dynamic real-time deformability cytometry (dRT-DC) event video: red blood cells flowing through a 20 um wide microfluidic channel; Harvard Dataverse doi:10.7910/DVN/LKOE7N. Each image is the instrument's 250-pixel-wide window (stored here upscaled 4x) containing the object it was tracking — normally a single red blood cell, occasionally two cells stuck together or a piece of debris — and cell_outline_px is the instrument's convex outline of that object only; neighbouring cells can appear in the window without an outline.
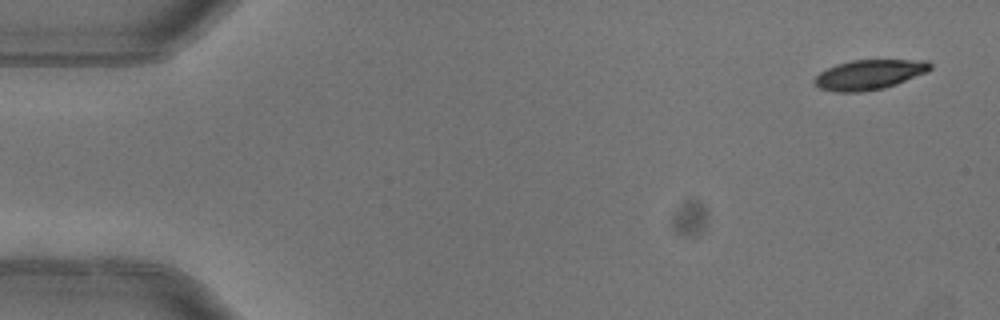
{"species": "common noctule bat (a hibernating species)", "species_latin": "Nyctalus noctula", "temperature_condition": "warm", "stored_images_in_passage": 5, "camera_frame_rate_fps": 3000, "um_per_image_px": 0.085, "animal": {"sex": "female"}, "frame": {"image": 1, "passage_image": 1, "time_ms": 0.0, "image_size_px": [1000, 320], "cell_outline_px": [[932, 68], [928, 72], [896, 84], [884, 88], [860, 92], [836, 92], [820, 88], [812, 80], [820, 72], [836, 64], [852, 60], [928, 60], [932, 64]], "centroid_in_image_um": [73.91, 6.34], "position_along_channel_um": 11.1, "area_um2": 20.17}}
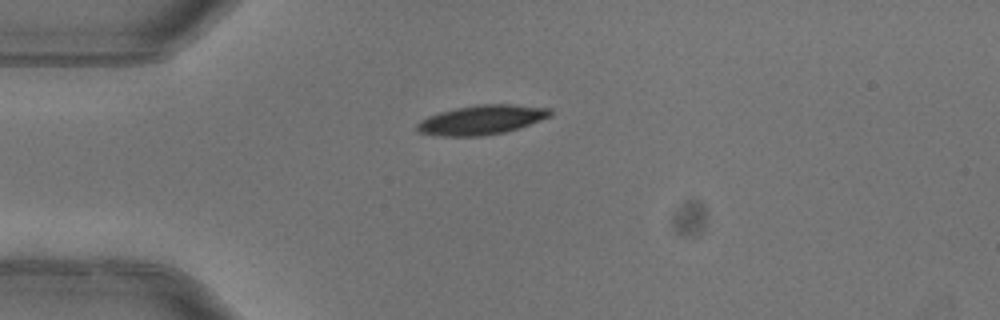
{"frame": {"image": 2, "passage_image": 4, "time_ms": 1.0, "image_size_px": [1000, 320], "cell_outline_px": [[552, 116], [520, 128], [508, 132], [480, 136], [440, 136], [416, 132], [416, 124], [420, 120], [428, 116], [440, 112], [456, 108], [476, 104], [516, 104], [552, 108]], "centroid_in_image_um": [40.97, 10.18], "position_along_channel_um": 44.0, "area_um2": 23.24}}
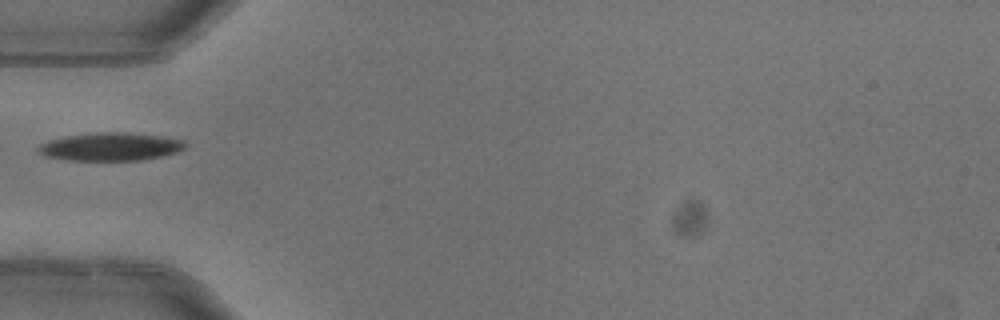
{"frame": {"image": 3, "passage_image": 5, "time_ms": 1.333, "image_size_px": [1000, 320], "cell_outline_px": [[188, 144], [184, 148], [176, 152], [160, 156], [140, 160], [68, 160], [44, 156], [36, 148], [40, 144], [48, 140], [68, 136], [96, 132], [124, 132], [164, 136], [184, 140]], "centroid_in_image_um": [9.4, 12.46], "position_along_channel_um": 75.6, "area_um2": 23.99}}